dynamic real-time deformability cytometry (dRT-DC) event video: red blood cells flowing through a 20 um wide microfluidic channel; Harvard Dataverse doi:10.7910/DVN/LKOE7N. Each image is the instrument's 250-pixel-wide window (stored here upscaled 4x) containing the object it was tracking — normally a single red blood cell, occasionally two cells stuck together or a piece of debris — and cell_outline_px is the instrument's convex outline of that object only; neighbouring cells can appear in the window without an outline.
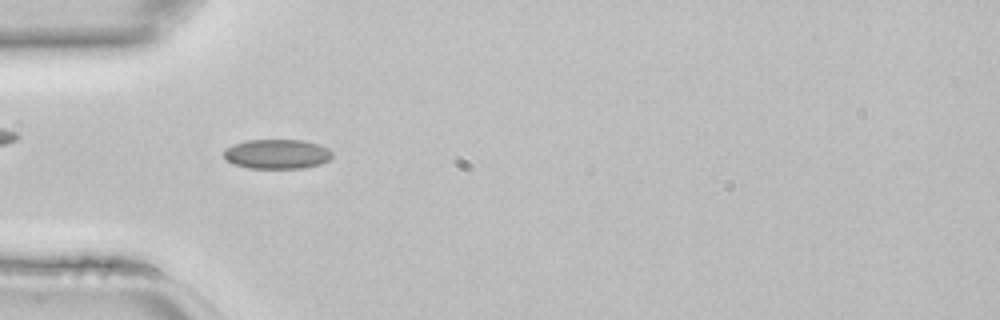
{"species": "common noctule bat (a hibernating species)", "species_latin": "Nyctalus noctula", "temperature_condition": "room temperature", "stored_images_in_passage": 44, "camera_frame_rate_fps": 3000, "um_per_image_px": 0.085, "animal": {"sex": "female", "body_mass_g": 22.7, "forearm_length_mm": 54.2}, "frame": {"image": 1, "passage_image": 13, "time_ms": 4.0, "image_size_px": [1000, 320], "cell_outline_px": [[332, 156], [328, 160], [320, 164], [304, 168], [248, 168], [232, 164], [224, 156], [224, 148], [232, 144], [248, 140], [304, 140], [320, 144], [328, 148], [332, 152]], "centroid_in_image_um": [23.54, 13.09], "position_along_channel_um": 61.5, "area_um2": 18.84}}